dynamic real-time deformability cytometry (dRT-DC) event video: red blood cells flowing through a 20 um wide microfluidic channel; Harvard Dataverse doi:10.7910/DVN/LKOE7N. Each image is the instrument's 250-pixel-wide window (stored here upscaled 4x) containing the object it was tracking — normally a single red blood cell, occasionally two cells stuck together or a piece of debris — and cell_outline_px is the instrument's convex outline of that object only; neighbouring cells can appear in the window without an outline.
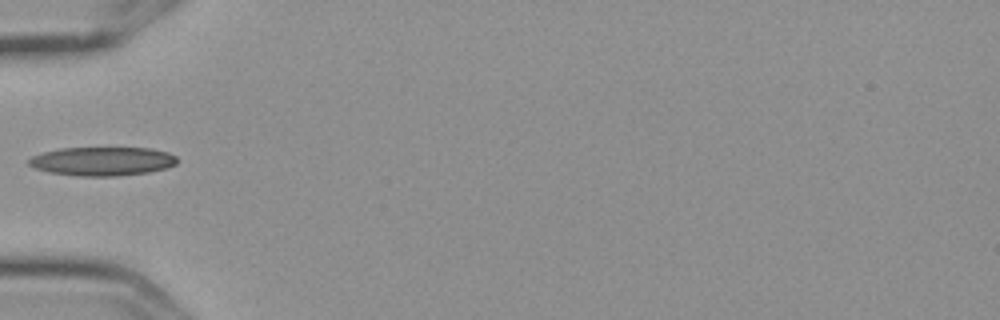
{"species": "Egyptian fruit bat (a non-hibernating species)", "species_latin": "Rousettus aegyptiacus", "temperature_condition": "cold", "stored_images_in_passage": 3, "camera_frame_rate_fps": 3000, "um_per_image_px": 0.085, "frame": {"image": 1, "passage_image": 3, "time_ms": 0.667, "image_size_px": [1000, 320], "cell_outline_px": [[176, 164], [164, 168], [148, 172], [116, 176], [80, 176], [48, 172], [36, 168], [28, 164], [28, 160], [32, 156], [44, 152], [60, 148], [152, 148], [168, 152], [176, 156]], "centroid_in_image_um": [8.69, 13.7], "position_along_channel_um": 76.3, "area_um2": 24.74}}